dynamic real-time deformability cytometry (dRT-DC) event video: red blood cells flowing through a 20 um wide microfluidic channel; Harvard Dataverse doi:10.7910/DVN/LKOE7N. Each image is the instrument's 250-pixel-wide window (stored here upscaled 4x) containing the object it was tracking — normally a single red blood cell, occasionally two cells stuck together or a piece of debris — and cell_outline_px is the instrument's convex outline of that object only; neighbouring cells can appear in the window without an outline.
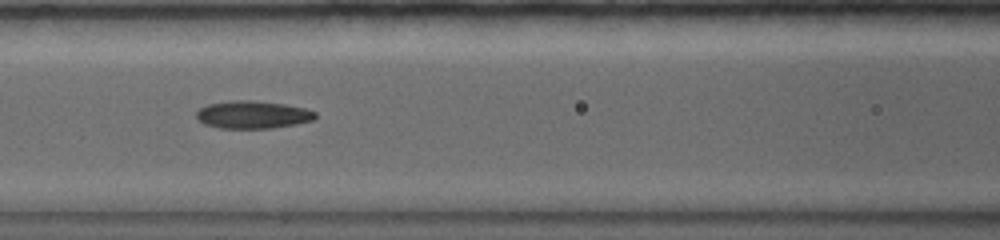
{"species": "common noctule bat (a hibernating species)", "species_latin": "Nyctalus noctula", "temperature_condition": "warm", "stored_images_in_passage": 17, "camera_frame_rate_fps": 5000, "um_per_image_px": 0.085, "animal": {"sex": "female", "body_mass_g": 19.0, "forearm_length_mm": 56.7}, "frame": {"image": 1, "passage_image": 5, "time_ms": 4.6, "image_size_px": [1000, 240], "cell_outline_px": [[316, 120], [296, 124], [272, 128], [220, 128], [204, 124], [196, 120], [196, 112], [200, 108], [208, 104], [232, 100], [252, 100], [284, 104], [304, 108], [316, 112]], "centroid_in_image_um": [21.47, 9.75], "position_along_channel_um": 145.1, "area_um2": 19.31}}
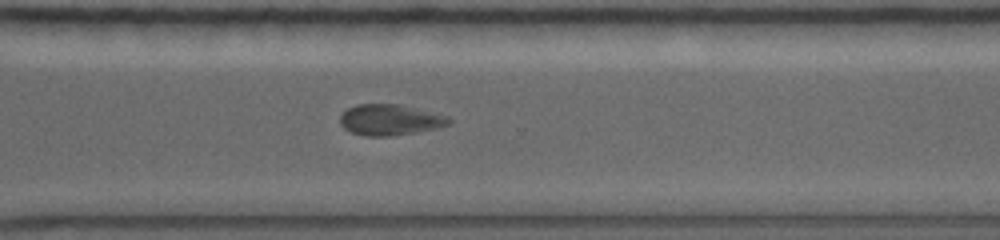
{"frame": {"image": 2, "passage_image": 10, "time_ms": 9.4, "image_size_px": [1000, 240], "cell_outline_px": [[452, 124], [416, 132], [388, 136], [364, 136], [352, 132], [344, 128], [340, 124], [340, 116], [348, 108], [356, 104], [400, 104], [448, 116], [452, 120]], "centroid_in_image_um": [33.15, 10.18], "position_along_channel_um": 337.5, "area_um2": 19.54}}
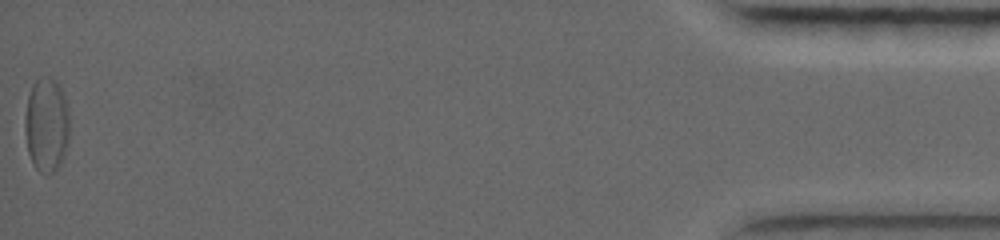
{"frame": {"image": 3, "passage_image": 17, "time_ms": 15.2, "image_size_px": [1000, 240], "cell_outline_px": [[68, 144], [60, 164], [48, 176], [44, 176], [36, 168], [28, 152], [24, 132], [24, 116], [28, 96], [32, 84], [40, 76], [48, 76], [56, 80], [64, 96], [68, 112]], "centroid_in_image_um": [3.93, 10.6], "position_along_channel_um": 431.3, "area_um2": 24.74}, "authors_computed_cell_mechanics": {"area_um2": 20.1144, "velocity_mm_per_s": 4.0276, "shape_relaxation_time_tau1_ms": null, "shape_relaxation_time_tau2_ms": 5.7584, "deformation_change_tau1": null, "deformation_change_tau2": 0.116}}